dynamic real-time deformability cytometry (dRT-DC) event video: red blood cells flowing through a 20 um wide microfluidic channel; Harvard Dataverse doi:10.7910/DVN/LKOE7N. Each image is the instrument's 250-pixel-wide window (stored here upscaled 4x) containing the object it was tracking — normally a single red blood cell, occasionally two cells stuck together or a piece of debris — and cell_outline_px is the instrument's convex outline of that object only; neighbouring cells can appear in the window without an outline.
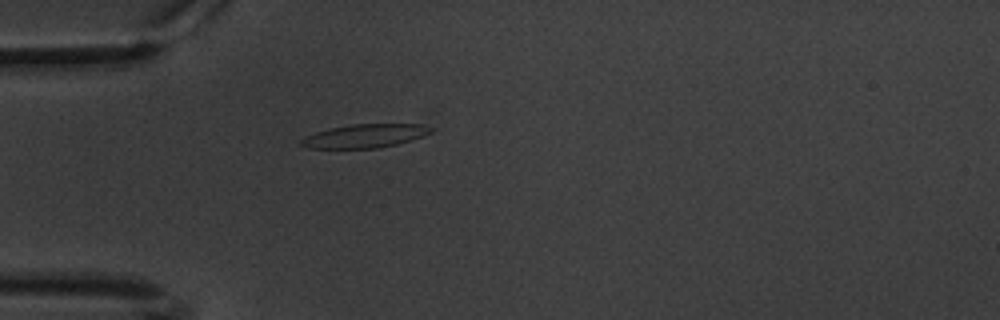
{"species": "common noctule bat (a hibernating species)", "species_latin": "Nyctalus noctula", "temperature_condition": "warm", "stored_images_in_passage": 36, "camera_frame_rate_fps": 3000, "um_per_image_px": 0.085, "animal": {"sex": "male", "body_mass_g": 20.1, "forearm_length_mm": 53.5}, "frame": {"image": 1, "passage_image": 1, "time_ms": 0.0, "image_size_px": [1000, 320], "cell_outline_px": [[432, 132], [412, 140], [396, 144], [376, 148], [308, 148], [296, 144], [304, 136], [316, 132], [332, 128], [352, 124], [420, 124], [432, 128]], "centroid_in_image_um": [30.96, 11.56], "position_along_channel_um": 54.0, "area_um2": 17.74}}
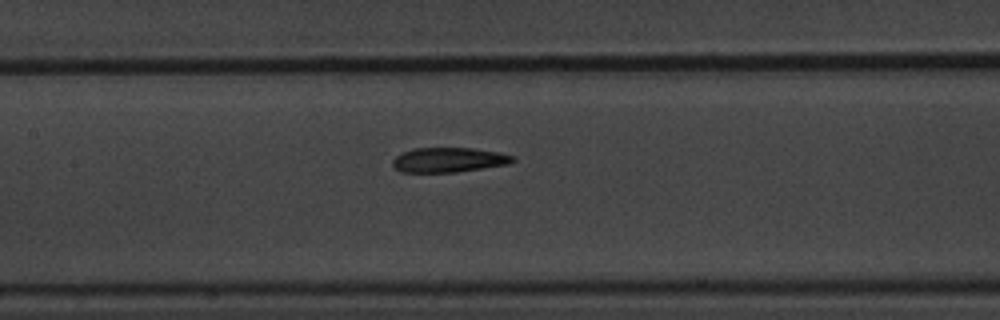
{"frame": {"image": 2, "passage_image": 12, "time_ms": 3.667, "image_size_px": [1000, 320], "cell_outline_px": [[516, 160], [508, 164], [484, 168], [456, 172], [400, 172], [392, 164], [392, 160], [396, 156], [412, 148], [472, 148], [500, 152], [512, 156]], "centroid_in_image_um": [38.14, 13.59], "position_along_channel_um": 169.3, "area_um2": 17.28}}
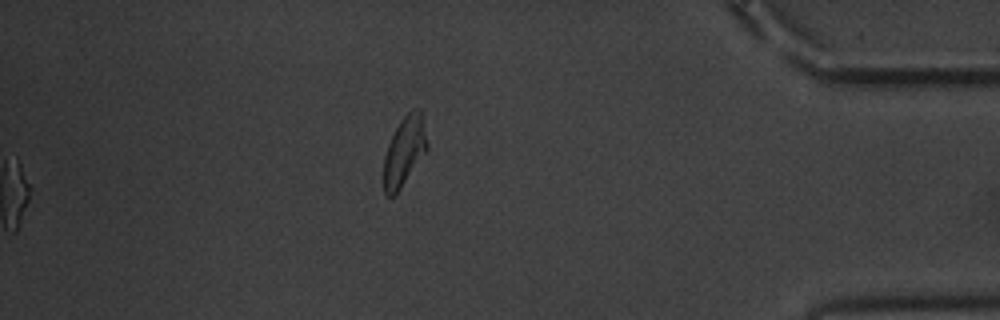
{"frame": {"image": 3, "passage_image": 36, "time_ms": 11.667, "image_size_px": [1000, 320], "cell_outline_px": [[428, 148], [400, 188], [392, 196], [384, 196], [384, 156], [388, 144], [400, 120], [412, 108], [420, 108], [428, 144]], "centroid_in_image_um": [34.36, 12.82], "position_along_channel_um": 400.8, "area_um2": 17.22}, "authors_computed_cell_mechanics": {"area_um2": 17.7735, "velocity_mm_per_s": 3.3495, "shape_relaxation_time_tau1_ms": 3.5209, "shape_relaxation_time_tau2_ms": 3.13, "deformation_change_tau1": 0.1671, "deformation_change_tau2": 0.1165}}